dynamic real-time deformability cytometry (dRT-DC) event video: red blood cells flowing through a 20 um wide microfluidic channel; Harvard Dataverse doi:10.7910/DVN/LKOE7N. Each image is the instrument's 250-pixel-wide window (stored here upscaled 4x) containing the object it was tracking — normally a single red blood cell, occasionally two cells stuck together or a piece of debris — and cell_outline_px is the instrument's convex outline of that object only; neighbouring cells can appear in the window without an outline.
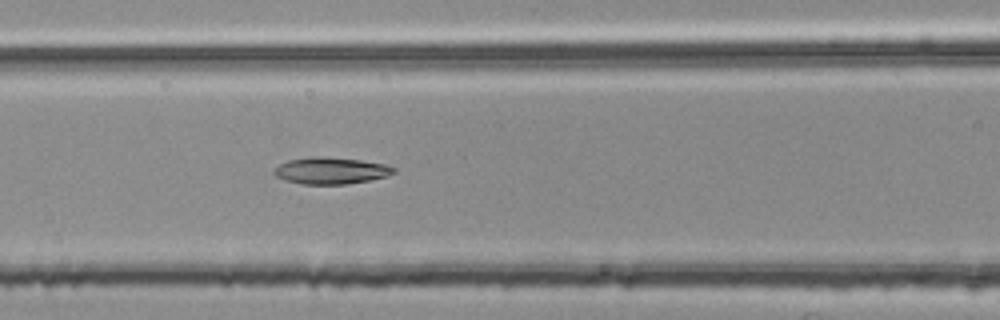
{"species": "common noctule bat (a hibernating species)", "species_latin": "Nyctalus noctula", "temperature_condition": "room temperature", "stored_images_in_passage": 30, "camera_frame_rate_fps": 3000, "um_per_image_px": 0.085, "animal": {"sex": "female", "body_mass_g": 25.1}, "frame": {"image": 1, "passage_image": 7, "time_ms": 2.0, "image_size_px": [1000, 320], "cell_outline_px": [[396, 172], [388, 176], [368, 180], [344, 184], [300, 184], [284, 180], [276, 176], [272, 172], [280, 164], [288, 160], [312, 156], [324, 156], [360, 160], [384, 164], [396, 168]], "centroid_in_image_um": [28.11, 14.5], "position_along_channel_um": 138.5, "area_um2": 18.61}}
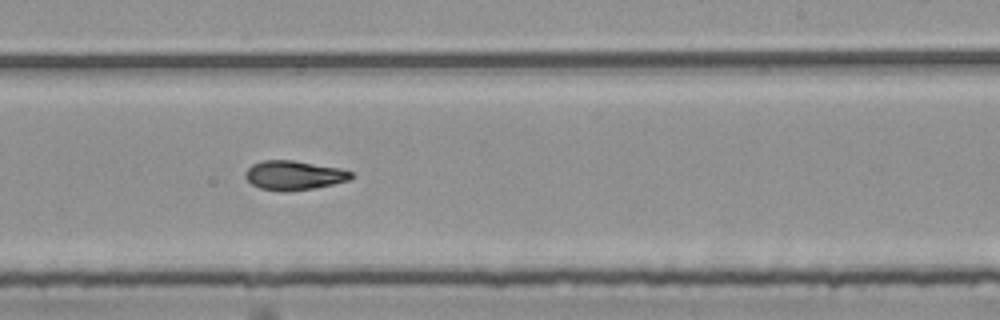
{"frame": {"image": 2, "passage_image": 17, "time_ms": 5.333, "image_size_px": [1000, 320], "cell_outline_px": [[352, 176], [348, 180], [332, 184], [312, 188], [284, 192], [260, 188], [252, 184], [244, 176], [244, 172], [252, 164], [260, 160], [292, 160], [340, 168], [352, 172]], "centroid_in_image_um": [24.93, 14.89], "position_along_channel_um": 264.1, "area_um2": 17.92}}
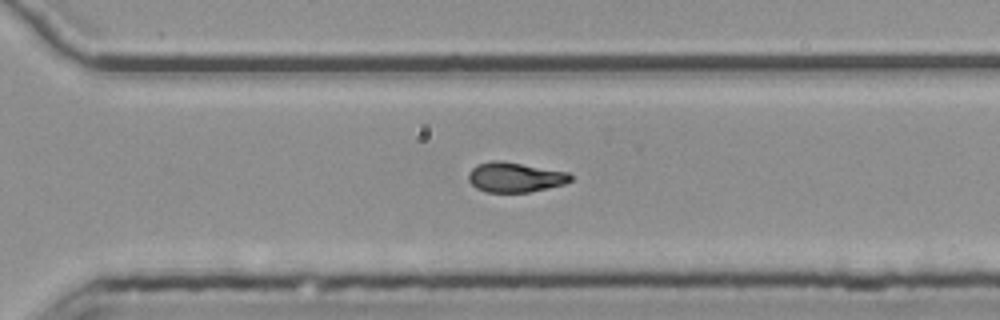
{"frame": {"image": 3, "passage_image": 22, "time_ms": 7.0, "image_size_px": [1000, 320], "cell_outline_px": [[572, 180], [564, 184], [528, 192], [484, 192], [476, 188], [468, 180], [468, 172], [476, 164], [492, 160], [500, 160], [568, 172], [572, 176]], "centroid_in_image_um": [43.73, 15.06], "position_along_channel_um": 326.9, "area_um2": 17.8}, "authors_computed_cell_mechanics": {"area_um2": 17.6868, "velocity_mm_per_s": 3.7795, "shape_relaxation_time_tau1_ms": 11.3104, "shape_relaxation_time_tau2_ms": 3.8715, "deformation_change_tau1": 0.2609, "deformation_change_tau2": 0.1018}}